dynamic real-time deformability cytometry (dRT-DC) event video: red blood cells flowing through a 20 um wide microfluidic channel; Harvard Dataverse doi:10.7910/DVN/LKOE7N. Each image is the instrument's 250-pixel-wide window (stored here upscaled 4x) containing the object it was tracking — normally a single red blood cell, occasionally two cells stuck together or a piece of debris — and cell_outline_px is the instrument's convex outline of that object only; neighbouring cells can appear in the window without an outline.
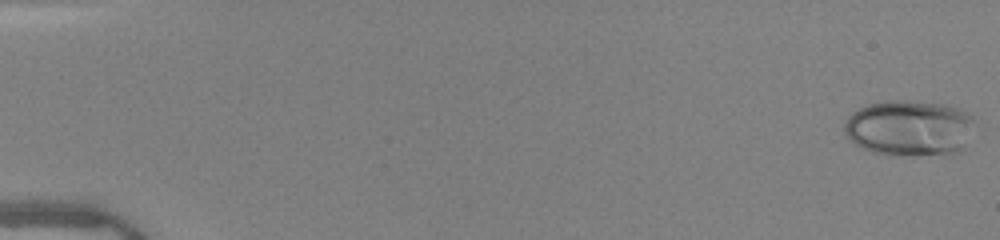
{"species": "human", "species_latin": "Homo sapiens", "temperature_condition": "warm", "stored_images_in_passage": 51, "camera_frame_rate_fps": 3000, "um_per_image_px": 0.085, "donor": {"sex": "female"}, "frame": {"image": 1, "passage_image": 1, "time_ms": 0.0, "image_size_px": [1000, 240], "cell_outline_px": [[972, 120], [960, 148], [956, 152], [896, 156], [872, 152], [848, 140], [844, 132], [844, 124], [848, 116], [852, 112], [868, 104], [892, 100], [908, 100], [948, 104], [960, 108], [968, 112], [972, 116]], "centroid_in_image_um": [77.19, 10.85], "position_along_channel_um": 7.8, "area_um2": 41.85}}
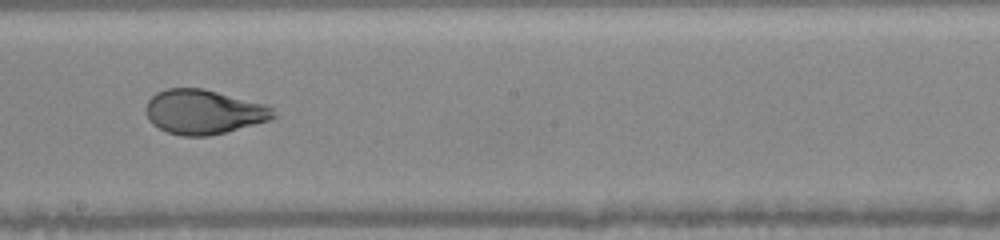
{"frame": {"image": 2, "passage_image": 30, "time_ms": 9.667, "image_size_px": [1000, 240], "cell_outline_px": [[276, 116], [272, 120], [208, 136], [180, 136], [168, 132], [152, 124], [148, 120], [144, 108], [148, 100], [156, 92], [168, 88], [204, 88], [268, 104], [272, 108]], "centroid_in_image_um": [17.31, 9.5], "position_along_channel_um": 230.9, "area_um2": 33.41}}
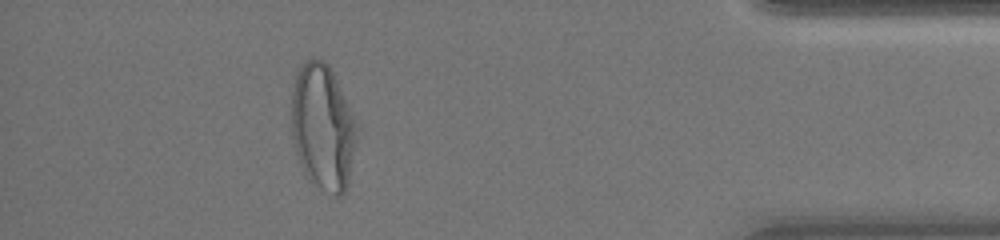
{"frame": {"image": 3, "passage_image": 46, "time_ms": 15.0, "image_size_px": [1000, 240], "cell_outline_px": [[356, 140], [348, 184], [344, 192], [340, 196], [336, 196], [316, 184], [304, 172], [296, 152], [292, 136], [292, 92], [296, 76], [300, 64], [308, 56], [324, 60], [328, 64], [348, 104], [356, 124]], "centroid_in_image_um": [27.42, 10.76], "position_along_channel_um": 407.8, "area_um2": 47.34}, "authors_computed_cell_mechanics": {"area_um2": 36.3562, "velocity_mm_per_s": 4.0581, "shape_relaxation_time_tau1_ms": 5.4781, "shape_relaxation_time_tau2_ms": null, "deformation_change_tau1": 0.2198, "deformation_change_tau2": null}}